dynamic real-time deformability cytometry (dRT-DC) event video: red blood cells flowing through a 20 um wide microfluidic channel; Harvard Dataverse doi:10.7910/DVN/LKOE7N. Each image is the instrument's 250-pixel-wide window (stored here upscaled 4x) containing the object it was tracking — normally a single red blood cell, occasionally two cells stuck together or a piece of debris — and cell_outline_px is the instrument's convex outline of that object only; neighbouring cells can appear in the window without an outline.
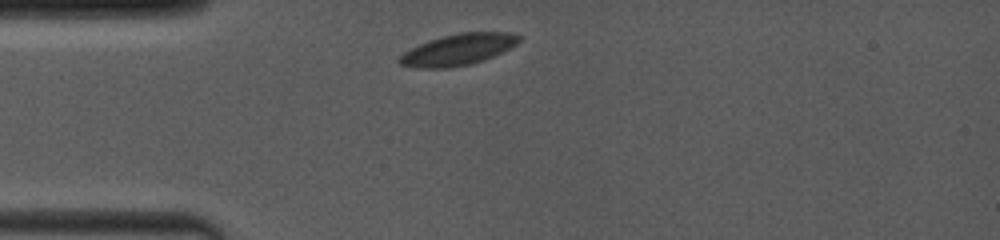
{"species": "common noctule bat (a hibernating species)", "species_latin": "Nyctalus noctula", "temperature_condition": "room temperature", "stored_images_in_passage": 2, "camera_frame_rate_fps": 4000, "um_per_image_px": 0.085, "animal": {"sex": "female", "body_mass_g": 19.0, "forearm_length_mm": 53.3}, "frame": {"image": 1, "passage_image": 1, "time_ms": 0.0, "image_size_px": [1000, 240], "cell_outline_px": [[520, 40], [516, 44], [484, 60], [468, 64], [448, 68], [420, 68], [400, 64], [396, 60], [404, 52], [428, 40], [440, 36], [460, 32], [508, 32], [520, 36]], "centroid_in_image_um": [38.91, 4.2], "position_along_channel_um": 46.1, "area_um2": 21.56}}
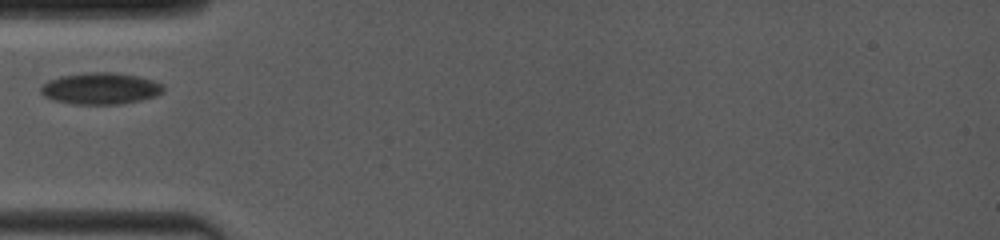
{"frame": {"image": 2, "passage_image": 2, "time_ms": 1.25, "image_size_px": [1000, 240], "cell_outline_px": [[164, 92], [156, 96], [140, 100], [120, 104], [72, 104], [52, 100], [44, 96], [40, 92], [40, 88], [48, 80], [60, 76], [92, 72], [108, 72], [140, 76], [164, 84]], "centroid_in_image_um": [8.55, 7.52], "position_along_channel_um": 76.4, "area_um2": 22.66}}